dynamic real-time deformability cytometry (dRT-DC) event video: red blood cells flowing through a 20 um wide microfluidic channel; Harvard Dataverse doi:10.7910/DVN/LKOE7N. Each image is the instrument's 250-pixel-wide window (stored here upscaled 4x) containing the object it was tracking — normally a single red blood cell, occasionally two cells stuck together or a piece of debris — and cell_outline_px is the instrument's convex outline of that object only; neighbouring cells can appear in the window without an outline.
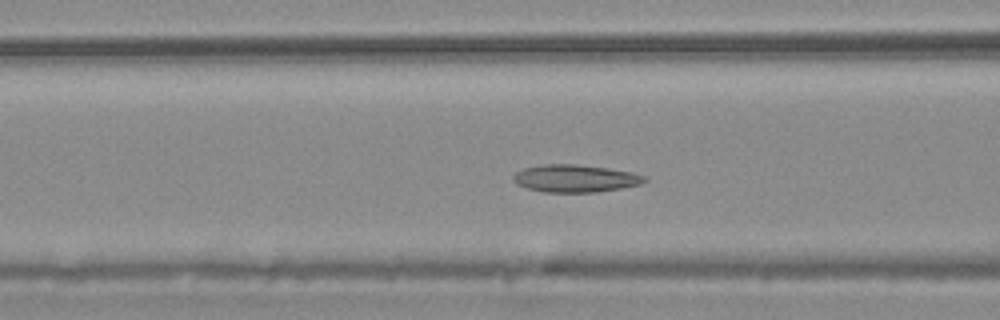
{"species": "common noctule bat (a hibernating species)", "species_latin": "Nyctalus noctula", "temperature_condition": "warm", "stored_images_in_passage": 54, "camera_frame_rate_fps": 3000, "um_per_image_px": 0.085, "animal": {"sex": "male", "body_mass_g": 20.4}, "frame": {"image": 1, "passage_image": 21, "time_ms": 6.667, "image_size_px": [1000, 320], "cell_outline_px": [[648, 180], [640, 184], [620, 188], [596, 192], [544, 192], [528, 188], [516, 184], [512, 180], [512, 176], [516, 172], [524, 168], [544, 164], [576, 164], [608, 168], [632, 172], [644, 176]], "centroid_in_image_um": [48.87, 15.16], "position_along_channel_um": 117.7, "area_um2": 20.98}}
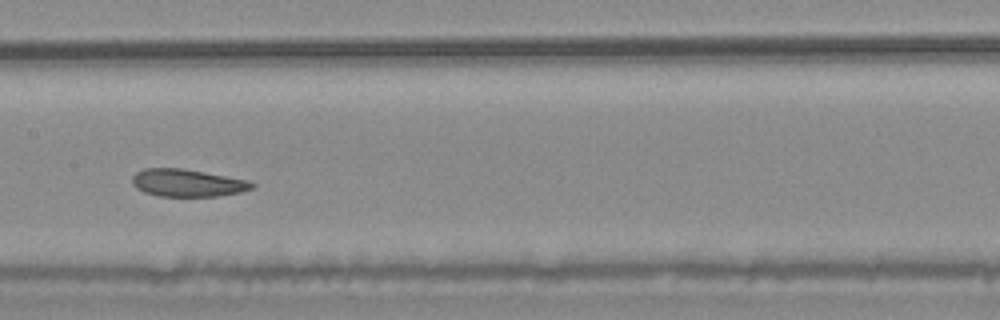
{"frame": {"image": 2, "passage_image": 27, "time_ms": 8.667, "image_size_px": [1000, 320], "cell_outline_px": [[256, 188], [240, 192], [220, 196], [160, 196], [144, 192], [136, 188], [132, 184], [132, 176], [136, 172], [144, 168], [184, 168], [248, 180], [256, 184]], "centroid_in_image_um": [15.95, 15.54], "position_along_channel_um": 191.5, "area_um2": 19.36}}
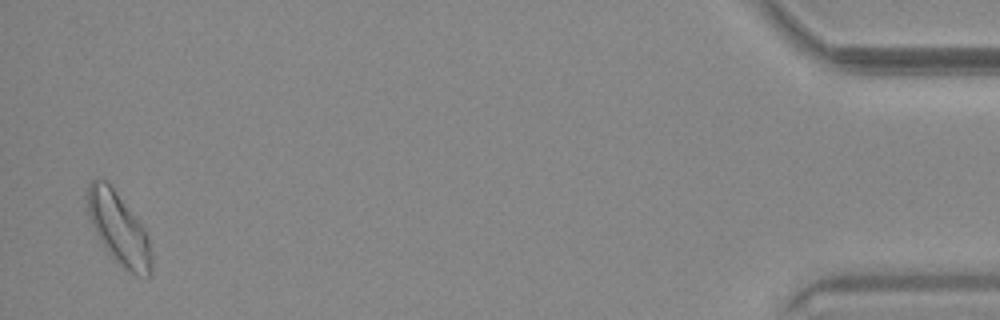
{"frame": {"image": 3, "passage_image": 53, "time_ms": 17.333, "image_size_px": [1000, 320], "cell_outline_px": [[152, 276], [136, 276], [124, 268], [108, 252], [100, 240], [92, 224], [88, 212], [84, 196], [88, 184], [96, 176], [108, 180], [144, 228], [148, 236], [152, 256]], "centroid_in_image_um": [10.07, 19.37], "position_along_channel_um": 425.1, "area_um2": 27.17}, "authors_computed_cell_mechanics": {"area_um2": 21.6172, "velocity_mm_per_s": 3.6925, "shape_relaxation_time_tau1_ms": null, "shape_relaxation_time_tau2_ms": 4.1695, "deformation_change_tau1": null, "deformation_change_tau2": 0.1011}}